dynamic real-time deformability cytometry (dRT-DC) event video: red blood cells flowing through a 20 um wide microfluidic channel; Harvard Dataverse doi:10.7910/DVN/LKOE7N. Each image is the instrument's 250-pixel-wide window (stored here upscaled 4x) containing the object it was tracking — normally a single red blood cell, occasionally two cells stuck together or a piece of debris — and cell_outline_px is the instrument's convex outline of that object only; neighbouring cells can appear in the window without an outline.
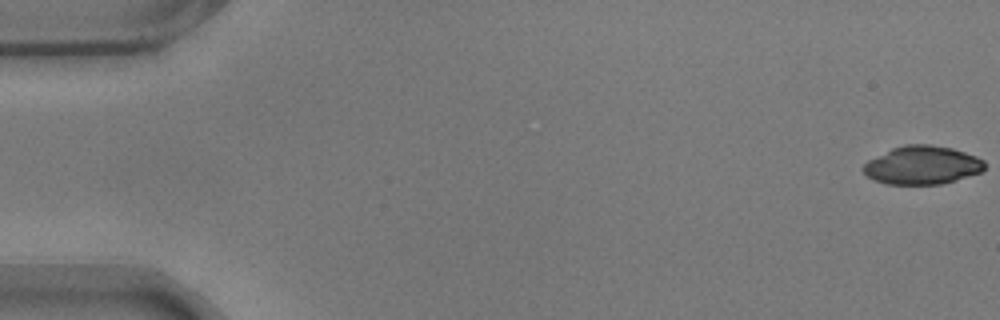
{"species": "common noctule bat (a hibernating species)", "species_latin": "Nyctalus noctula", "temperature_condition": "warm", "stored_images_in_passage": 9, "camera_frame_rate_fps": 3000, "um_per_image_px": 0.085, "animal": {"sex": "male", "body_mass_g": 17.9}, "frame": {"image": 1, "passage_image": 1, "time_ms": 0.0, "image_size_px": [1000, 320], "cell_outline_px": [[984, 168], [980, 172], [956, 180], [940, 184], [888, 184], [876, 180], [868, 176], [864, 172], [864, 164], [868, 160], [892, 148], [904, 144], [928, 144], [952, 148], [976, 156], [984, 160]], "centroid_in_image_um": [78.39, 14.03], "position_along_channel_um": 6.6, "area_um2": 26.88}}